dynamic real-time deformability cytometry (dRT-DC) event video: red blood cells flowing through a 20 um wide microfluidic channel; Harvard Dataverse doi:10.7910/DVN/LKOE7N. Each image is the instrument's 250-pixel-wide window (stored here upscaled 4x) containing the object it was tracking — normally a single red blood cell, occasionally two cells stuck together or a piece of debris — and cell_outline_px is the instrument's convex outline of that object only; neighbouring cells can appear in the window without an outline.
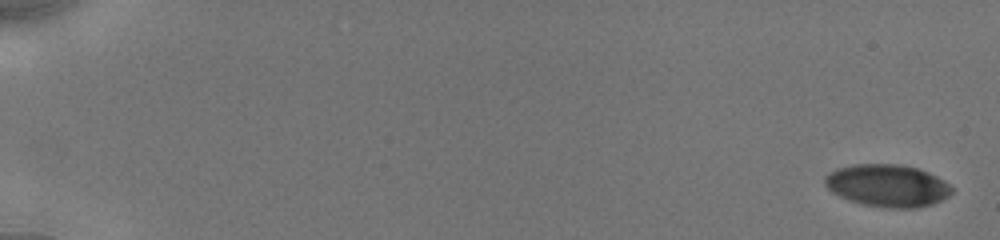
{"species": "human", "species_latin": "Homo sapiens", "temperature_condition": "cold", "stored_images_in_passage": 25, "camera_frame_rate_fps": 3000, "um_per_image_px": 0.085, "donor": {"sex": "male"}, "frame": {"image": 1, "passage_image": 1, "time_ms": 0.0, "image_size_px": [1000, 240], "cell_outline_px": [[952, 192], [948, 196], [932, 204], [916, 208], [888, 208], [860, 204], [848, 200], [832, 192], [824, 184], [824, 176], [836, 168], [852, 164], [900, 164], [916, 168], [928, 172], [944, 180], [952, 188]], "centroid_in_image_um": [75.4, 15.77], "position_along_channel_um": 9.6, "area_um2": 31.44}}
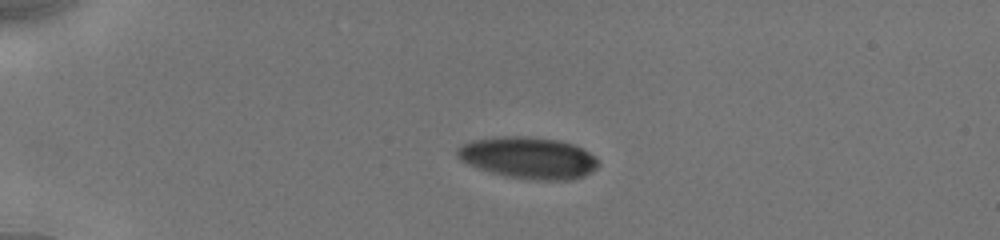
{"frame": {"image": 2, "passage_image": 16, "time_ms": 4.333, "image_size_px": [1000, 240], "cell_outline_px": [[600, 164], [592, 172], [584, 176], [572, 180], [536, 180], [504, 176], [468, 164], [460, 160], [456, 156], [456, 148], [472, 140], [504, 136], [524, 136], [560, 140], [572, 144], [596, 156], [600, 160]], "centroid_in_image_um": [44.94, 13.42], "position_along_channel_um": 40.1, "area_um2": 34.33}}